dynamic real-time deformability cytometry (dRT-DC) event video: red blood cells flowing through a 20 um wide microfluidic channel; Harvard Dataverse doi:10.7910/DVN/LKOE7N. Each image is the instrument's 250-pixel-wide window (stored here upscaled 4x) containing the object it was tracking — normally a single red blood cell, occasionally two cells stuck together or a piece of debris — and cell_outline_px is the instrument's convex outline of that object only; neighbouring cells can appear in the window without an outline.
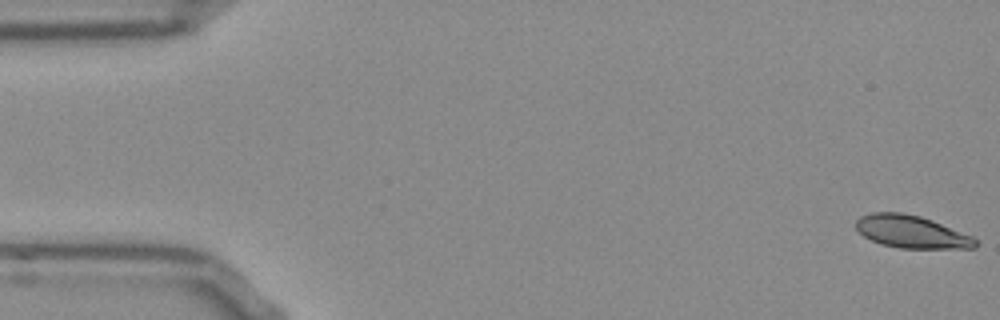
{"species": "Egyptian fruit bat (a non-hibernating species)", "species_latin": "Rousettus aegyptiacus", "temperature_condition": "room temperature", "stored_images_in_passage": 16, "camera_frame_rate_fps": 3000, "um_per_image_px": 0.085, "frame": {"image": 1, "passage_image": 1, "time_ms": 0.0, "image_size_px": [1000, 320], "cell_outline_px": [[980, 244], [976, 248], [900, 248], [880, 244], [864, 236], [856, 228], [856, 220], [860, 216], [872, 212], [900, 212], [920, 216], [932, 220], [972, 236]], "centroid_in_image_um": [77.48, 19.7], "position_along_channel_um": 7.5, "area_um2": 22.66}}
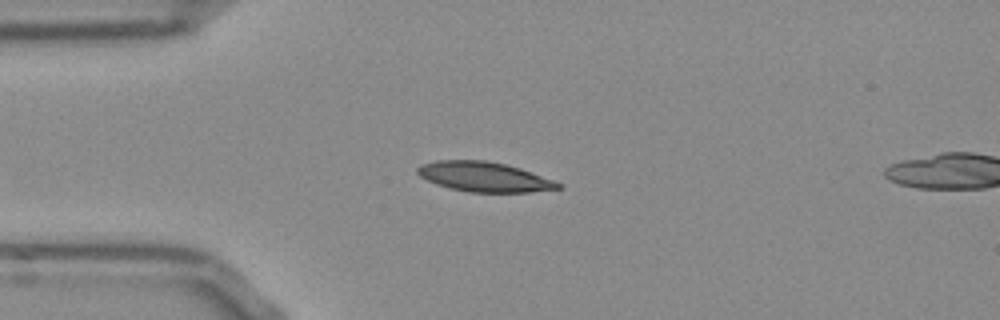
{"frame": {"image": 2, "passage_image": 13, "time_ms": 4.0, "image_size_px": [1000, 320], "cell_outline_px": [[560, 188], [528, 192], [468, 192], [448, 188], [436, 184], [420, 176], [416, 172], [416, 168], [420, 164], [436, 160], [484, 160], [504, 164], [520, 168], [552, 180], [560, 184]], "centroid_in_image_um": [41.07, 15.02], "position_along_channel_um": 43.9, "area_um2": 24.22}}